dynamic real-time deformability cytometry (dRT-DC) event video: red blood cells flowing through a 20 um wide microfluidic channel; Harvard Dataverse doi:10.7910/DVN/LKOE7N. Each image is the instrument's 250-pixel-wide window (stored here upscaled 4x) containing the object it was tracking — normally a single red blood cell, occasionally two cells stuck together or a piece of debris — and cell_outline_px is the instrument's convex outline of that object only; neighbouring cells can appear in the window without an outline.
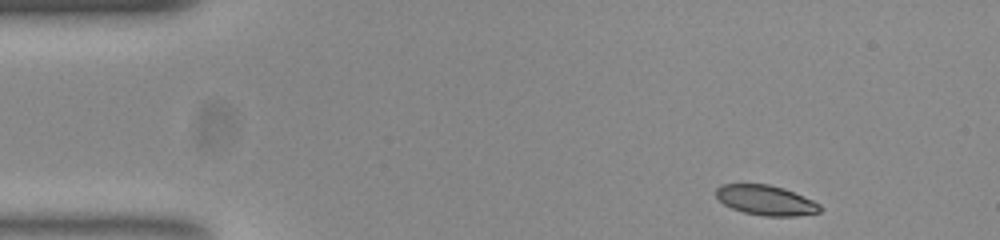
{"species": "common noctule bat (a hibernating species)", "species_latin": "Nyctalus noctula", "temperature_condition": "room temperature", "stored_images_in_passage": 47, "camera_frame_rate_fps": 3000, "um_per_image_px": 0.085, "animal": {"sex": "female", "body_mass_g": 23.0, "forearm_length_mm": 53.4}, "frame": {"image": 1, "passage_image": 1, "time_ms": 0.0, "image_size_px": [1000, 240], "cell_outline_px": [[824, 208], [820, 212], [796, 216], [764, 216], [744, 212], [732, 208], [724, 204], [716, 196], [716, 188], [720, 184], [768, 184], [784, 188], [812, 200], [820, 204]], "centroid_in_image_um": [65.11, 17.02], "position_along_channel_um": 19.9, "area_um2": 18.15}}
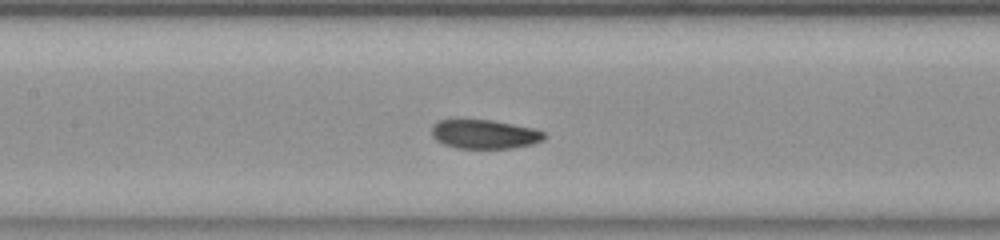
{"frame": {"image": 2, "passage_image": 19, "time_ms": 6.0, "image_size_px": [1000, 240], "cell_outline_px": [[548, 136], [544, 140], [532, 144], [512, 148], [456, 148], [444, 144], [436, 140], [432, 136], [432, 124], [436, 120], [492, 120], [532, 128], [544, 132]], "centroid_in_image_um": [41.18, 11.41], "position_along_channel_um": 166.2, "area_um2": 19.07}}
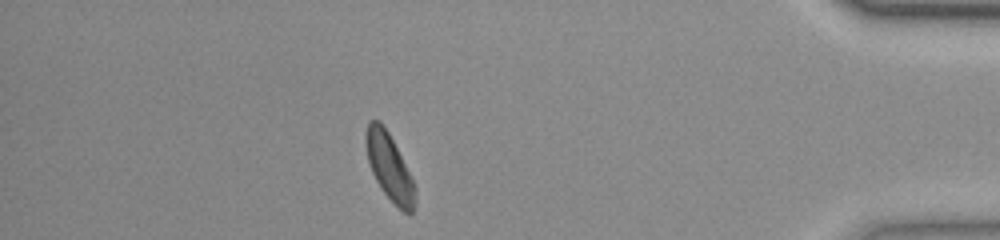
{"frame": {"image": 3, "passage_image": 41, "time_ms": 13.333, "image_size_px": [1000, 240], "cell_outline_px": [[416, 204], [412, 212], [408, 216], [380, 188], [372, 172], [368, 160], [364, 144], [364, 132], [368, 120], [380, 120], [388, 132], [416, 188]], "centroid_in_image_um": [33.06, 14.17], "position_along_channel_um": 402.1, "area_um2": 18.96}, "authors_computed_cell_mechanics": {"area_um2": 19.5364, "velocity_mm_per_s": 3.8546, "shape_relaxation_time_tau1_ms": 4.2661, "shape_relaxation_time_tau2_ms": 4.2266, "deformation_change_tau1": 0.1303, "deformation_change_tau2": 0.0904}}